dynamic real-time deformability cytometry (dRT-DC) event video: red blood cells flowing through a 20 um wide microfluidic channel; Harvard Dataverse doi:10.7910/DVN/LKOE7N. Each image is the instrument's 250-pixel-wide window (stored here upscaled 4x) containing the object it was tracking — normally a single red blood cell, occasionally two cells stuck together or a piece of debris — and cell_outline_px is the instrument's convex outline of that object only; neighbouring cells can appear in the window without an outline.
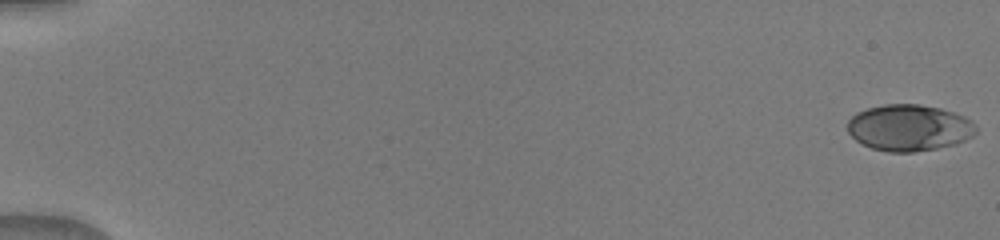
{"species": "human", "species_latin": "Homo sapiens", "temperature_condition": "warm", "stored_images_in_passage": 25, "camera_frame_rate_fps": 3000, "um_per_image_px": 0.085, "donor": {"sex": "male"}, "frame": {"image": 1, "passage_image": 1, "time_ms": 0.0, "image_size_px": [1000, 240], "cell_outline_px": [[976, 132], [972, 136], [956, 144], [936, 148], [912, 152], [888, 152], [872, 148], [856, 140], [848, 132], [848, 120], [856, 112], [868, 108], [884, 104], [920, 104], [940, 108], [964, 116], [972, 120], [976, 124]], "centroid_in_image_um": [77.28, 10.85], "position_along_channel_um": 7.7, "area_um2": 34.74}}
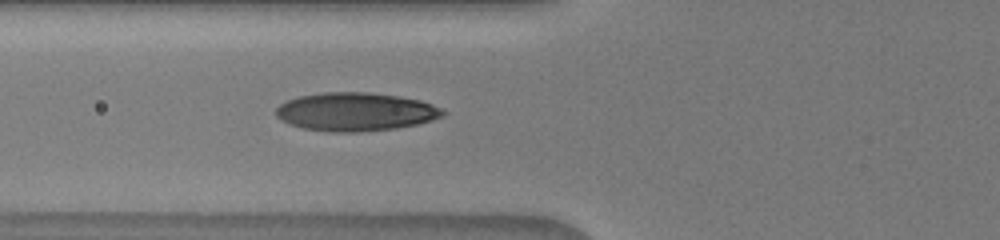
{"frame": {"image": 2, "passage_image": 16, "time_ms": 6.667, "image_size_px": [1000, 240], "cell_outline_px": [[448, 112], [444, 116], [432, 120], [416, 124], [396, 128], [356, 132], [332, 132], [304, 128], [288, 124], [280, 120], [276, 116], [276, 108], [280, 104], [288, 100], [300, 96], [324, 92], [368, 92], [396, 96], [420, 100], [432, 104]], "centroid_in_image_um": [30.22, 9.5], "position_along_channel_um": 95.6, "area_um2": 37.28}}
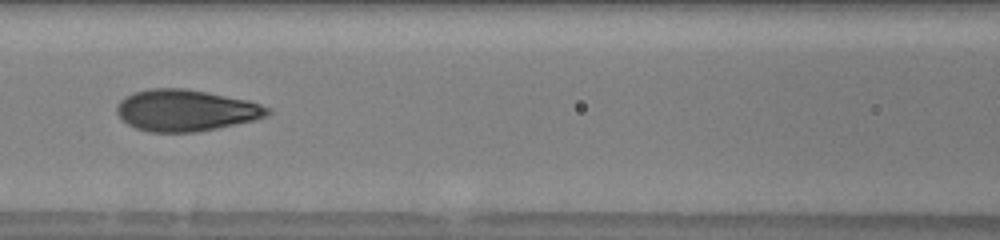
{"frame": {"image": 3, "passage_image": 20, "time_ms": 8.0, "image_size_px": [1000, 240], "cell_outline_px": [[272, 112], [268, 116], [256, 120], [196, 132], [152, 132], [136, 128], [128, 124], [116, 112], [116, 108], [120, 100], [124, 96], [136, 92], [152, 88], [188, 88], [248, 100], [272, 108]], "centroid_in_image_um": [15.84, 9.37], "position_along_channel_um": 150.8, "area_um2": 36.59}}